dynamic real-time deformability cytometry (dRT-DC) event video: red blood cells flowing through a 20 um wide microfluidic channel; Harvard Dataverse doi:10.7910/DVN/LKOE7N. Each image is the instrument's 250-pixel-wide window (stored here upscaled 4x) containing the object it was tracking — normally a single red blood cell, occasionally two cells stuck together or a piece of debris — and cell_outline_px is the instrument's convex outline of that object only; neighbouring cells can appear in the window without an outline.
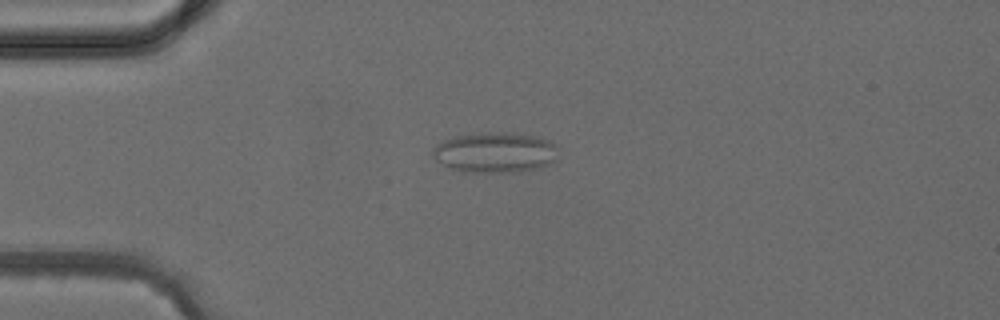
{"species": "common noctule bat (a hibernating species)", "species_latin": "Nyctalus noctula", "temperature_condition": "cold", "stored_images_in_passage": 4, "camera_frame_rate_fps": 3000, "um_per_image_px": 0.085, "animal": {"sex": "female", "body_mass_g": 24.6, "forearm_length_mm": 56.2}, "frame": {"image": 1, "passage_image": 4, "time_ms": 3.333, "image_size_px": [1000, 320], "cell_outline_px": [[556, 160], [540, 168], [520, 172], [464, 172], [452, 168], [436, 160], [432, 156], [432, 148], [436, 144], [444, 140], [456, 136], [488, 132], [512, 132], [540, 136], [552, 140], [556, 144]], "centroid_in_image_um": [42.13, 12.95], "position_along_channel_um": 42.9, "area_um2": 29.94}}